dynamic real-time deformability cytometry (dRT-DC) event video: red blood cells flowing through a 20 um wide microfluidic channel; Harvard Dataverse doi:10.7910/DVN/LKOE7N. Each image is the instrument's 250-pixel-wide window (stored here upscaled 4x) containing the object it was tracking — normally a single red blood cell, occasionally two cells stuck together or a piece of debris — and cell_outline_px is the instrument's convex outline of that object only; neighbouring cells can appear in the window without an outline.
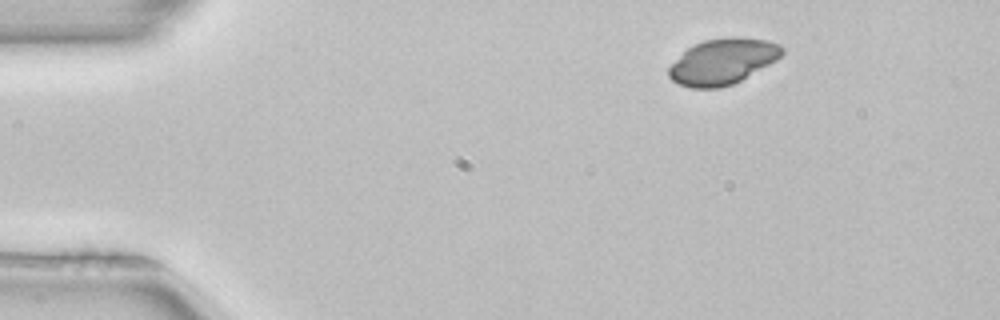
{"species": "common noctule bat (a hibernating species)", "species_latin": "Nyctalus noctula", "temperature_condition": "room temperature", "stored_images_in_passage": 45, "camera_frame_rate_fps": 3000, "um_per_image_px": 0.085, "animal": {"sex": "female", "body_mass_g": 22.7, "forearm_length_mm": 54.2}, "frame": {"image": 1, "passage_image": 1, "time_ms": 0.0, "image_size_px": [1000, 320], "cell_outline_px": [[784, 52], [776, 60], [740, 80], [732, 84], [720, 88], [692, 88], [680, 84], [672, 80], [668, 76], [668, 68], [688, 48], [704, 40], [728, 36], [740, 36], [768, 40], [780, 44], [784, 48]], "centroid_in_image_um": [61.45, 5.21], "position_along_channel_um": 23.6, "area_um2": 30.06}}